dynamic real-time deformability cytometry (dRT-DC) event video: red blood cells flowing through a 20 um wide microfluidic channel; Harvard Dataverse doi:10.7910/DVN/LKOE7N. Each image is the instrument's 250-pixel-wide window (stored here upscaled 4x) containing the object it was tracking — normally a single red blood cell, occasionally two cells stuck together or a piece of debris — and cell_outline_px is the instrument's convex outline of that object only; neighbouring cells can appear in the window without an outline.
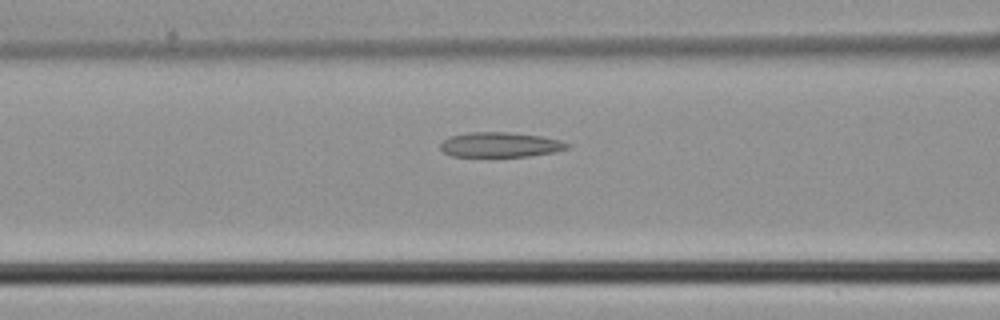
{"species": "common noctule bat (a hibernating species)", "species_latin": "Nyctalus noctula", "temperature_condition": "cold", "stored_images_in_passage": 17, "camera_frame_rate_fps": 3000, "um_per_image_px": 0.085, "animal": {"sex": "male", "body_mass_g": 21.5, "forearm_length_mm": 52.0}, "frame": {"image": 1, "passage_image": 10, "time_ms": 3.0, "image_size_px": [1000, 320], "cell_outline_px": [[572, 144], [568, 148], [552, 152], [528, 156], [452, 156], [444, 152], [440, 148], [440, 144], [448, 136], [468, 132], [508, 132], [540, 136], [560, 140]], "centroid_in_image_um": [42.5, 12.29], "position_along_channel_um": 124.1, "area_um2": 18.32}}
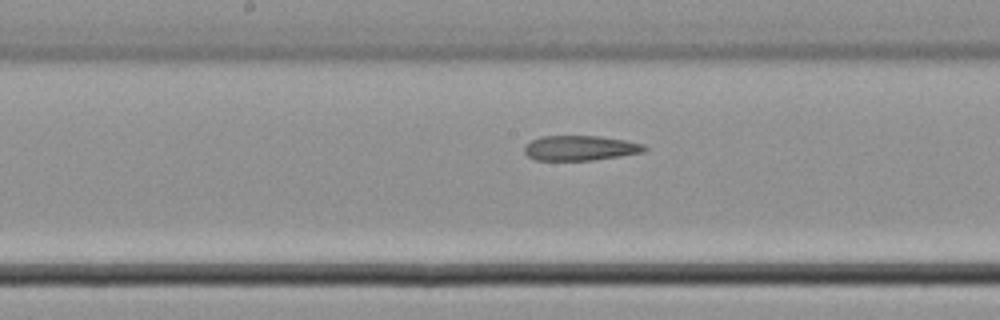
{"frame": {"image": 2, "passage_image": 15, "time_ms": 4.667, "image_size_px": [1000, 320], "cell_outline_px": [[648, 148], [644, 152], [620, 156], [592, 160], [536, 160], [528, 156], [524, 152], [524, 144], [540, 136], [600, 136], [628, 140], [644, 144]], "centroid_in_image_um": [49.33, 12.57], "position_along_channel_um": 198.9, "area_um2": 17.63}}